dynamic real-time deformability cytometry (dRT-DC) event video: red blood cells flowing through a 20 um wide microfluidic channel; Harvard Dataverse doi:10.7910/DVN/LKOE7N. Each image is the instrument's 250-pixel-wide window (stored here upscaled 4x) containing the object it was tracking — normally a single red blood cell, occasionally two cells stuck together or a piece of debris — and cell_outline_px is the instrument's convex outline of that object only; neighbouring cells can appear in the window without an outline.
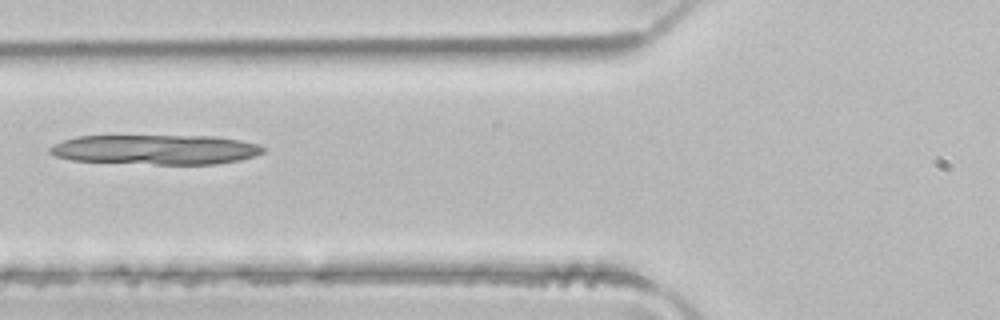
{"species": "common noctule bat (a hibernating species)", "species_latin": "Nyctalus noctula", "temperature_condition": "room temperature", "stored_images_in_passage": 5, "camera_frame_rate_fps": 3000, "um_per_image_px": 0.085, "animal": {"sex": "male", "body_mass_g": 21.5, "forearm_length_mm": 52.0}, "frame": {"image": 1, "passage_image": 5, "time_ms": 1.333, "image_size_px": [1000, 320], "cell_outline_px": [[264, 152], [240, 160], [216, 164], [156, 164], [72, 160], [56, 156], [48, 152], [48, 148], [64, 140], [76, 136], [212, 136], [240, 140], [260, 144], [264, 148]], "centroid_in_image_um": [13.25, 12.71], "position_along_channel_um": 112.5, "area_um2": 36.82}}